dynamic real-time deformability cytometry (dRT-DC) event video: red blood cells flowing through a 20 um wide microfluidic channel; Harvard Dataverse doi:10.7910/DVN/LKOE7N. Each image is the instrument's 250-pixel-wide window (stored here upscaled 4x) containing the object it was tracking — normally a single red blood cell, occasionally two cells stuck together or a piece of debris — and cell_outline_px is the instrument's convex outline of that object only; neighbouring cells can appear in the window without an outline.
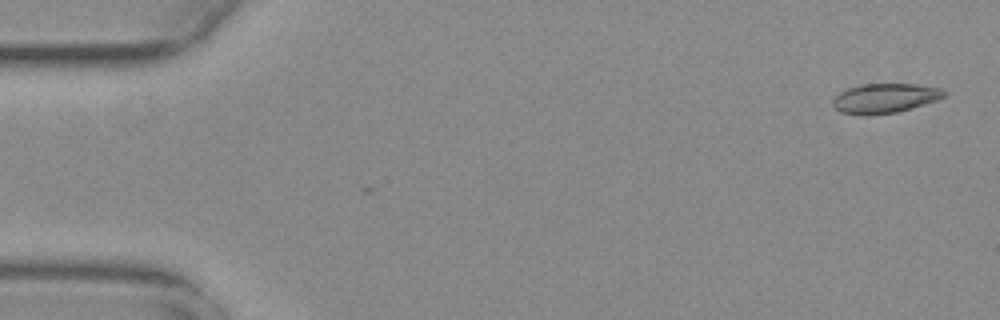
{"species": "common noctule bat (a hibernating species)", "species_latin": "Nyctalus noctula", "temperature_condition": "warm", "stored_images_in_passage": 56, "camera_frame_rate_fps": 3000, "um_per_image_px": 0.085, "animal": {"sex": "female", "body_mass_g": 29.2, "forearm_length_mm": 56.3}, "frame": {"image": 1, "passage_image": 1, "time_ms": 0.0, "image_size_px": [1000, 320], "cell_outline_px": [[948, 96], [912, 108], [896, 112], [868, 116], [864, 116], [840, 112], [832, 104], [832, 100], [840, 92], [848, 88], [860, 84], [916, 84], [940, 88], [948, 92]], "centroid_in_image_um": [75.22, 8.35], "position_along_channel_um": 9.8, "area_um2": 19.36}}
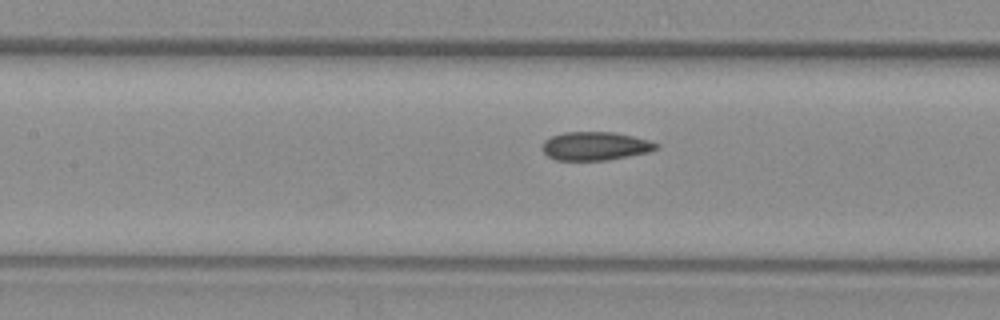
{"frame": {"image": 2, "passage_image": 24, "time_ms": 7.667, "image_size_px": [1000, 320], "cell_outline_px": [[660, 148], [648, 152], [608, 160], [556, 160], [548, 156], [544, 152], [544, 140], [552, 136], [564, 132], [612, 132], [632, 136], [648, 140], [660, 144]], "centroid_in_image_um": [50.63, 12.41], "position_along_channel_um": 156.8, "area_um2": 18.79}}
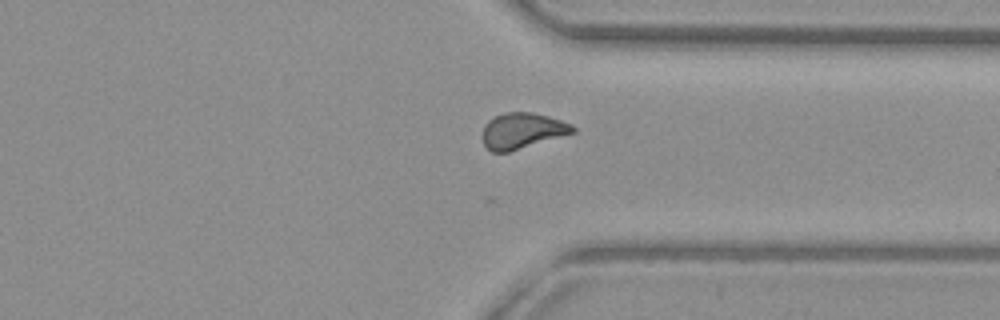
{"frame": {"image": 3, "passage_image": 41, "time_ms": 13.333, "image_size_px": [1000, 320], "cell_outline_px": [[576, 132], [508, 152], [492, 152], [484, 144], [484, 124], [488, 120], [504, 112], [532, 112], [548, 116], [572, 124], [576, 128]], "centroid_in_image_um": [44.41, 11.1], "position_along_channel_um": 367.0, "area_um2": 18.67}, "authors_computed_cell_mechanics": {"area_um2": 19.1896, "velocity_mm_per_s": 3.7253, "shape_relaxation_time_tau1_ms": null, "shape_relaxation_time_tau2_ms": 4.9904, "deformation_change_tau1": null, "deformation_change_tau2": 0.0936}}